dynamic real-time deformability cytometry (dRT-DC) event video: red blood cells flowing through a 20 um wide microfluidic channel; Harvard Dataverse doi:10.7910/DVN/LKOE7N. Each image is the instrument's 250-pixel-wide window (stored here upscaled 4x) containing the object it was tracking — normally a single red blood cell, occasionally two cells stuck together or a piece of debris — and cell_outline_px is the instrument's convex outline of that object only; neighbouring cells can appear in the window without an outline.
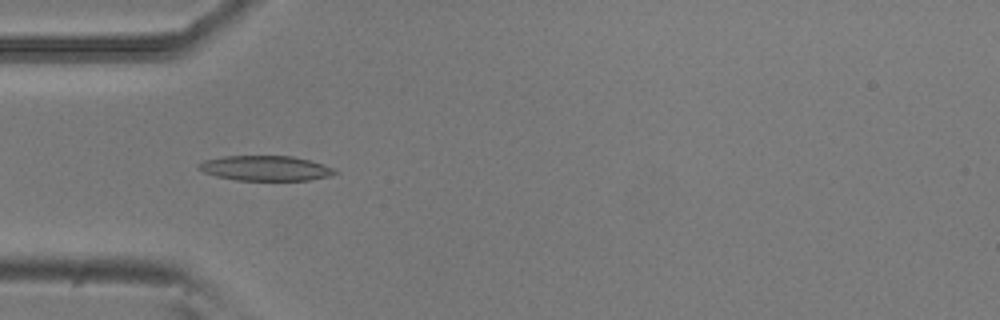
{"species": "common noctule bat (a hibernating species)", "species_latin": "Nyctalus noctula", "temperature_condition": "room temperature", "stored_images_in_passage": 52, "camera_frame_rate_fps": 3000, "um_per_image_px": 0.085, "animal": {"sex": "male", "body_mass_g": 20.5, "forearm_length_mm": 52.5}, "frame": {"image": 1, "passage_image": 15, "time_ms": 4.667, "image_size_px": [1000, 320], "cell_outline_px": [[340, 172], [332, 176], [308, 180], [236, 180], [216, 176], [204, 172], [196, 168], [196, 164], [204, 160], [224, 156], [292, 156], [308, 160], [336, 168]], "centroid_in_image_um": [22.58, 14.3], "position_along_channel_um": 62.4, "area_um2": 20.0}}
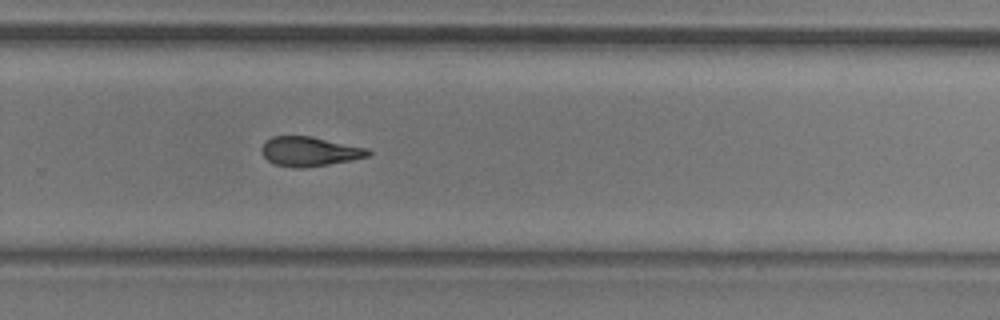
{"frame": {"image": 2, "passage_image": 34, "time_ms": 11.0, "image_size_px": [1000, 320], "cell_outline_px": [[372, 152], [368, 156], [352, 160], [304, 168], [296, 168], [276, 164], [268, 160], [264, 156], [260, 148], [272, 136], [312, 136], [368, 148]], "centroid_in_image_um": [26.34, 12.87], "position_along_channel_um": 303.5, "area_um2": 18.21}}
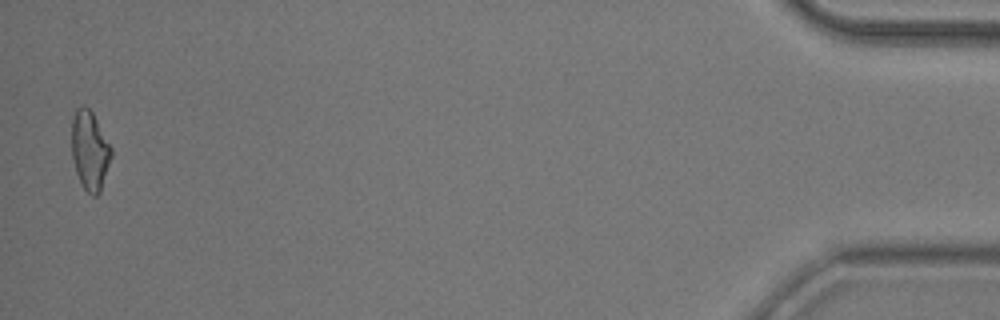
{"frame": {"image": 3, "passage_image": 51, "time_ms": 16.667, "image_size_px": [1000, 320], "cell_outline_px": [[112, 156], [100, 192], [96, 196], [92, 196], [84, 188], [76, 172], [72, 156], [72, 120], [76, 108], [84, 104], [92, 112], [112, 148]], "centroid_in_image_um": [7.64, 12.78], "position_along_channel_um": 427.6, "area_um2": 18.15}, "authors_computed_cell_mechanics": {"area_um2": 18.7561, "velocity_mm_per_s": 3.8189, "shape_relaxation_time_tau1_ms": 5.0658, "shape_relaxation_time_tau2_ms": 5.2616, "deformation_change_tau1": 0.1616, "deformation_change_tau2": 0.1195}}